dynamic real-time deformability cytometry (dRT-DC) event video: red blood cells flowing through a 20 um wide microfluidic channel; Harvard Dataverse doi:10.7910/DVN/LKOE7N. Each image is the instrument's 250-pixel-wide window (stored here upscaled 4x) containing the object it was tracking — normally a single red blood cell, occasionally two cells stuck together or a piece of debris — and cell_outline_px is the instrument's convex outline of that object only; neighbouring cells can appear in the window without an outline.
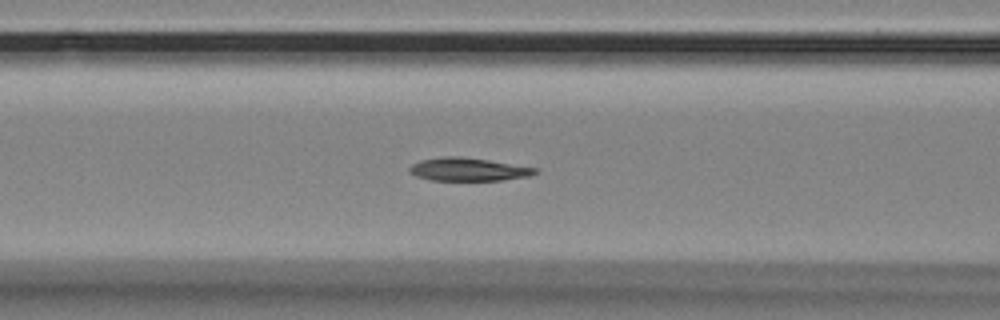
{"species": "Egyptian fruit bat (a non-hibernating species)", "species_latin": "Rousettus aegyptiacus", "temperature_condition": "room temperature", "stored_images_in_passage": 46, "camera_frame_rate_fps": 3000, "um_per_image_px": 0.085, "animal": {"sex": "female"}, "frame": {"image": 1, "passage_image": 11, "time_ms": 3.333, "image_size_px": [1000, 320], "cell_outline_px": [[536, 172], [528, 176], [500, 180], [432, 180], [416, 176], [408, 172], [408, 168], [412, 164], [420, 160], [444, 156], [456, 156], [488, 160], [536, 168]], "centroid_in_image_um": [39.72, 14.39], "position_along_channel_um": 126.9, "area_um2": 16.65}}
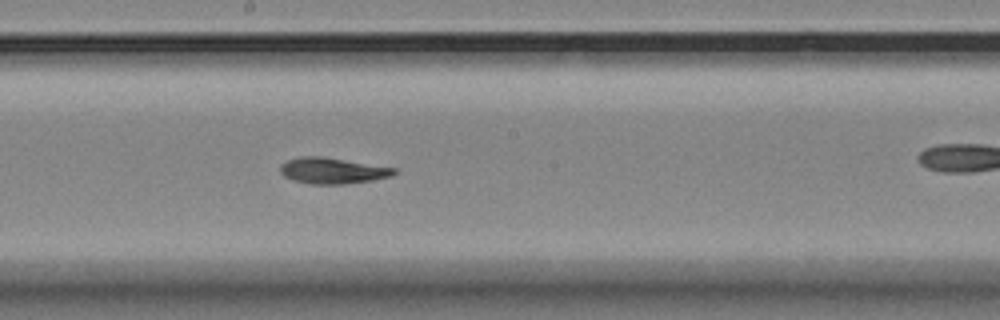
{"frame": {"image": 2, "passage_image": 19, "time_ms": 6.0, "image_size_px": [1000, 320], "cell_outline_px": [[396, 172], [388, 176], [372, 180], [344, 184], [308, 184], [284, 176], [280, 172], [280, 164], [288, 160], [304, 156], [320, 156], [396, 168]], "centroid_in_image_um": [28.22, 14.51], "position_along_channel_um": 220.0, "area_um2": 16.94}}
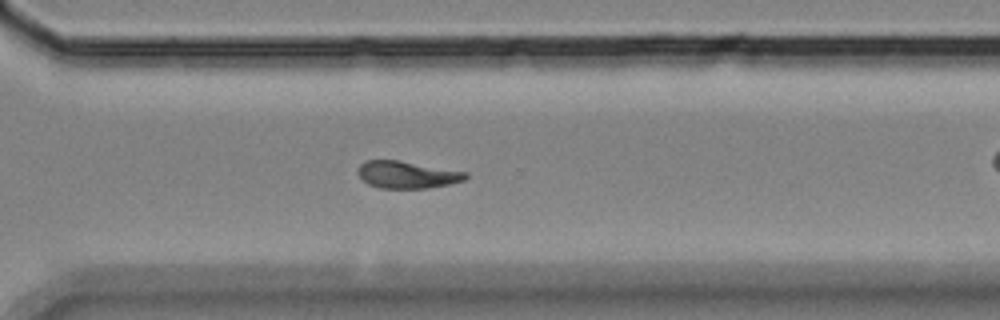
{"frame": {"image": 3, "passage_image": 29, "time_ms": 9.333, "image_size_px": [1000, 320], "cell_outline_px": [[468, 176], [464, 180], [448, 184], [428, 188], [380, 188], [368, 184], [360, 176], [360, 164], [368, 160], [400, 160], [468, 172]], "centroid_in_image_um": [34.64, 14.84], "position_along_channel_um": 336.0, "area_um2": 16.88}, "authors_computed_cell_mechanics": {"area_um2": 17.1666, "velocity_mm_per_s": 3.4951, "shape_relaxation_time_tau1_ms": 8.0361, "shape_relaxation_time_tau2_ms": 4.3412, "deformation_change_tau1": 0.1864, "deformation_change_tau2": 0.0789}}